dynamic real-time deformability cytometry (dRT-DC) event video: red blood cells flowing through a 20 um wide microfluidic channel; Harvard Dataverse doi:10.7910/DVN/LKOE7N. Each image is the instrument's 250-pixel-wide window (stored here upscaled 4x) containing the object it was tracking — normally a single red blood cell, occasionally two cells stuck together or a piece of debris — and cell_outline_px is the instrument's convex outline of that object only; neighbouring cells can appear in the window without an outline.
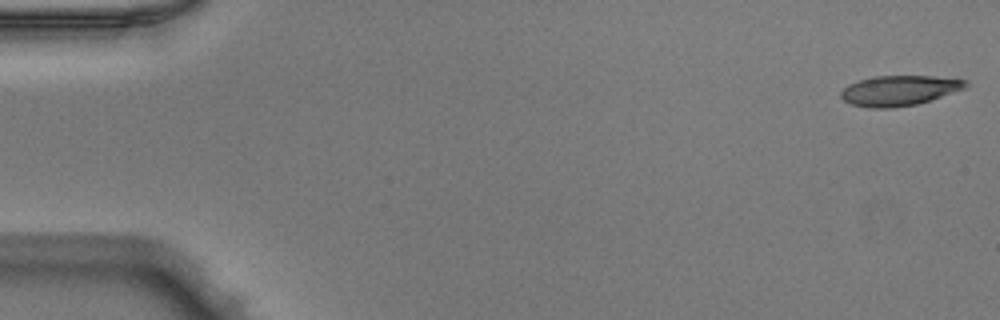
{"species": "Egyptian fruit bat (a non-hibernating species)", "species_latin": "Rousettus aegyptiacus", "temperature_condition": "warm", "stored_images_in_passage": 50, "camera_frame_rate_fps": 3000, "um_per_image_px": 0.085, "animal": {"sex": "male"}, "frame": {"image": 1, "passage_image": 1, "time_ms": 0.0, "image_size_px": [1000, 320], "cell_outline_px": [[968, 84], [964, 88], [932, 100], [916, 104], [892, 108], [868, 108], [852, 104], [844, 100], [840, 96], [840, 92], [848, 84], [860, 80], [876, 76], [932, 76], [968, 80]], "centroid_in_image_um": [76.43, 7.7], "position_along_channel_um": 8.6, "area_um2": 21.85}}
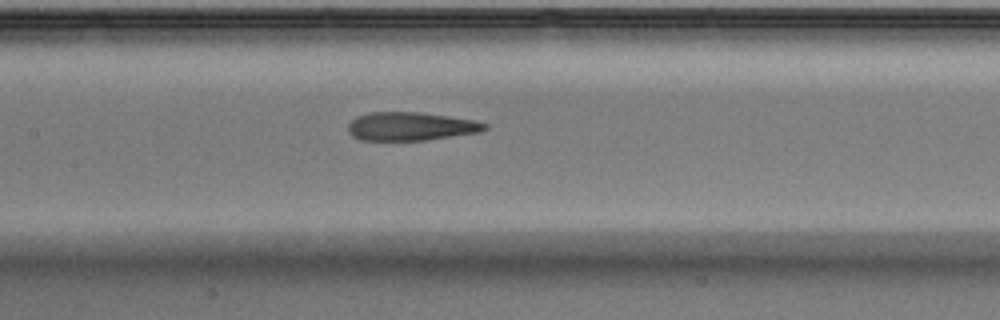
{"frame": {"image": 2, "passage_image": 24, "time_ms": 7.667, "image_size_px": [1000, 320], "cell_outline_px": [[488, 128], [480, 132], [424, 140], [360, 140], [352, 136], [348, 132], [348, 124], [356, 116], [368, 112], [420, 112], [476, 120], [488, 124]], "centroid_in_image_um": [34.9, 10.73], "position_along_channel_um": 172.5, "area_um2": 22.72}}
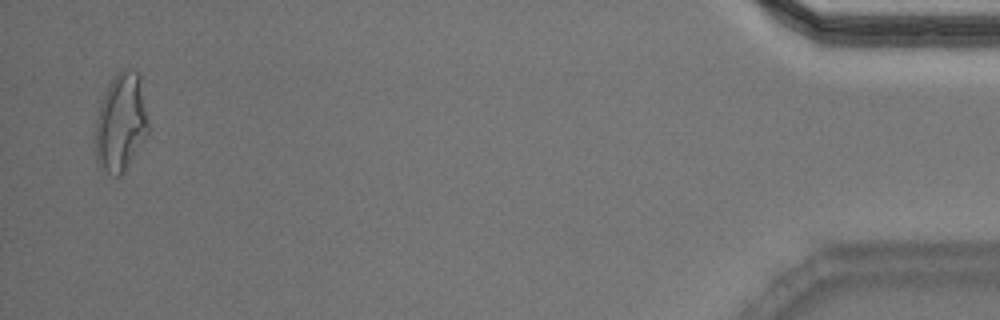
{"frame": {"image": 3, "passage_image": 49, "time_ms": 16.0, "image_size_px": [1000, 320], "cell_outline_px": [[148, 132], [124, 172], [120, 176], [116, 176], [108, 172], [96, 160], [96, 116], [104, 92], [112, 76], [124, 68], [128, 68], [136, 72], [140, 76], [148, 120]], "centroid_in_image_um": [10.27, 10.36], "position_along_channel_um": 424.9, "area_um2": 30.0}, "authors_computed_cell_mechanics": {"area_um2": 23.2067, "velocity_mm_per_s": 4.0271, "shape_relaxation_time_tau1_ms": 5.1416, "shape_relaxation_time_tau2_ms": 1.4713, "deformation_change_tau1": 0.2271, "deformation_change_tau2": 0.1171}}